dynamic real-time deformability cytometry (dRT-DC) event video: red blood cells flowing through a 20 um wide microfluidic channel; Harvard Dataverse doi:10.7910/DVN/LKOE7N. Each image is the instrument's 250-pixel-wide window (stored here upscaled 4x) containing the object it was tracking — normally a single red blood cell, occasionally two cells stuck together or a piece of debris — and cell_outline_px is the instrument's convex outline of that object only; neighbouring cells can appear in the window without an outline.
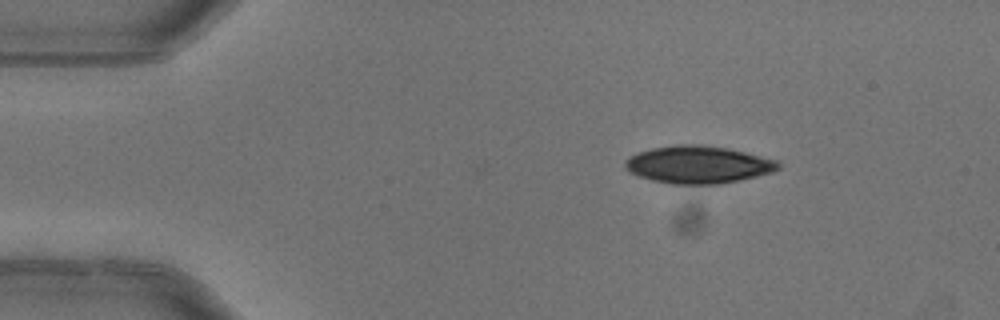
{"species": "common noctule bat (a hibernating species)", "species_latin": "Nyctalus noctula", "temperature_condition": "warm", "stored_images_in_passage": 2, "camera_frame_rate_fps": 3000, "um_per_image_px": 0.085, "animal": {"sex": "female"}, "frame": {"image": 1, "passage_image": 2, "time_ms": 0.333, "image_size_px": [1000, 320], "cell_outline_px": [[780, 168], [772, 172], [740, 180], [720, 184], [672, 184], [652, 180], [628, 172], [624, 168], [624, 160], [628, 156], [636, 152], [652, 148], [676, 144], [700, 144], [728, 148], [780, 160]], "centroid_in_image_um": [59.33, 13.98], "position_along_channel_um": 25.7, "area_um2": 33.87}}